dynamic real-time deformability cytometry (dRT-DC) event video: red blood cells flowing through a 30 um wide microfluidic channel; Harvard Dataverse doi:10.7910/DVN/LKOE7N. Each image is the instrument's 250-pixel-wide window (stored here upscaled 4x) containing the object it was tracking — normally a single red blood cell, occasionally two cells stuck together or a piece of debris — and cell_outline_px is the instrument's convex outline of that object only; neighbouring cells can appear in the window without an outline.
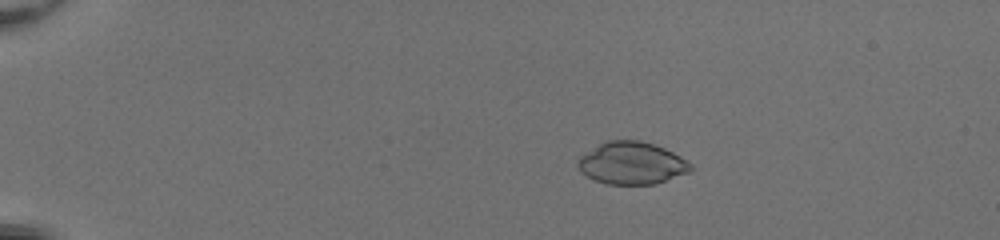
{"species": "common noctule bat (a hibernating species)", "species_latin": "Nyctalus noctula", "temperature_condition": "room temperature", "stored_images_in_passage": 53, "camera_frame_rate_fps": 3000, "um_per_image_px": 0.085, "animal": {"sex": "female", "body_mass_g": 20.0, "forearm_length_mm": 54.0}, "frame": {"image": 1, "passage_image": 12, "time_ms": 3.667, "image_size_px": [1000, 240], "cell_outline_px": [[696, 168], [688, 172], [656, 184], [604, 184], [580, 172], [576, 164], [576, 160], [580, 156], [600, 144], [608, 140], [640, 140], [664, 148], [680, 156], [692, 164]], "centroid_in_image_um": [53.7, 13.87], "position_along_channel_um": 31.3, "area_um2": 27.8}}
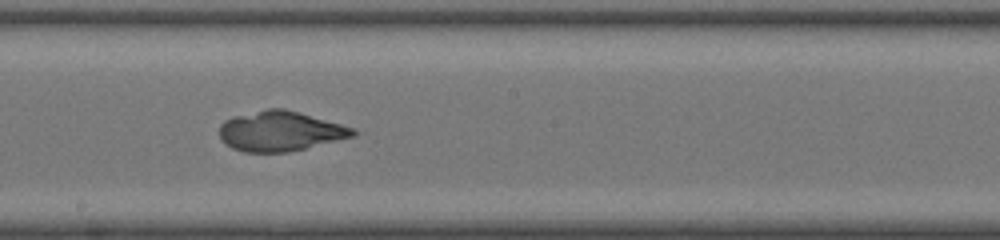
{"frame": {"image": 2, "passage_image": 33, "time_ms": 10.667, "image_size_px": [1000, 240], "cell_outline_px": [[364, 132], [356, 136], [288, 152], [244, 152], [232, 148], [220, 140], [220, 124], [224, 120], [232, 116], [268, 108], [284, 108], [340, 124]], "centroid_in_image_um": [23.82, 11.15], "position_along_channel_um": 224.4, "area_um2": 31.21}}
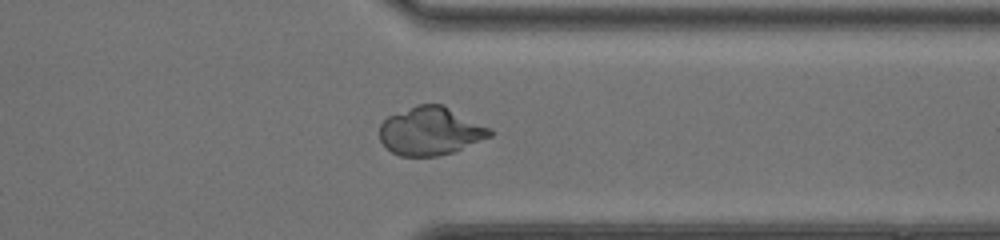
{"frame": {"image": 3, "passage_image": 44, "time_ms": 14.333, "image_size_px": [1000, 240], "cell_outline_px": [[496, 132], [492, 136], [452, 152], [436, 156], [400, 156], [392, 152], [380, 140], [380, 124], [388, 116], [416, 104], [444, 104], [492, 128]], "centroid_in_image_um": [36.63, 11.12], "position_along_channel_um": 374.8, "area_um2": 31.21}}